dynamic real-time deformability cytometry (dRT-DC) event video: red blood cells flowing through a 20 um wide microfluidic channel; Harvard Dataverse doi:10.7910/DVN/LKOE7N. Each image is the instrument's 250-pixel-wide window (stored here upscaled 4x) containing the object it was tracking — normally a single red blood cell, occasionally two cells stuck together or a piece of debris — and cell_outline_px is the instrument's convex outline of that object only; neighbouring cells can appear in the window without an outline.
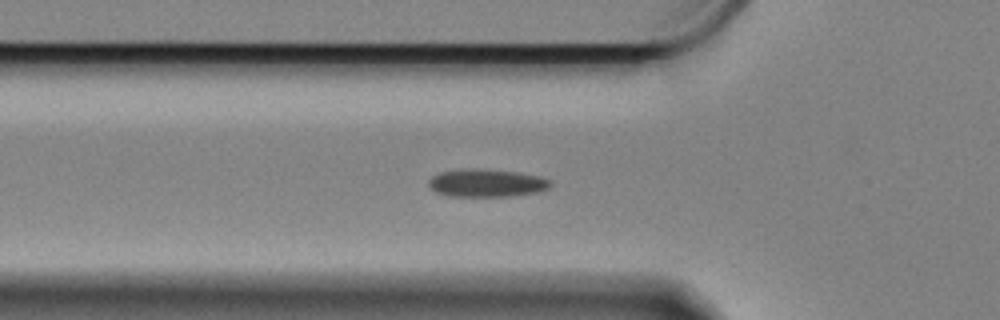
{"species": "Egyptian fruit bat (a non-hibernating species)", "species_latin": "Rousettus aegyptiacus", "temperature_condition": "cold", "stored_images_in_passage": 41, "camera_frame_rate_fps": 3000, "um_per_image_px": 0.085, "animal": {"sex": "female"}, "frame": {"image": 1, "passage_image": 5, "time_ms": 1.333, "image_size_px": [1000, 320], "cell_outline_px": [[552, 184], [548, 188], [540, 192], [512, 196], [448, 196], [436, 192], [428, 184], [428, 180], [432, 176], [440, 172], [460, 168], [480, 168], [520, 172], [540, 176], [552, 180]], "centroid_in_image_um": [41.39, 15.54], "position_along_channel_um": 84.4, "area_um2": 20.17}}
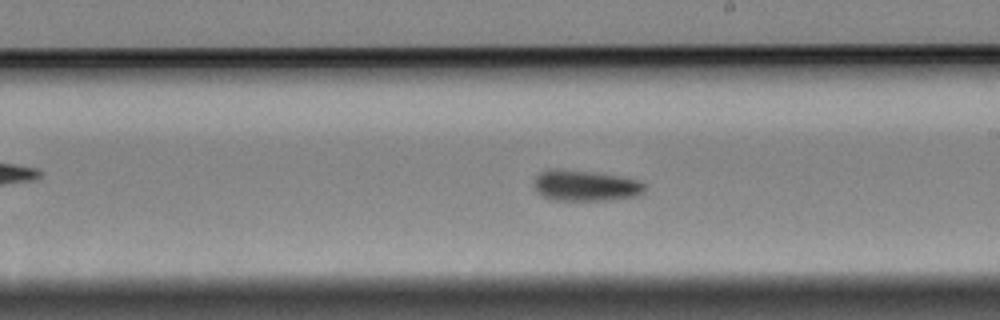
{"frame": {"image": 2, "passage_image": 19, "time_ms": 6.0, "image_size_px": [1000, 320], "cell_outline_px": [[644, 192], [640, 196], [608, 200], [552, 200], [540, 196], [536, 192], [532, 184], [532, 180], [540, 172], [588, 172], [616, 176], [640, 180], [644, 184]], "centroid_in_image_um": [49.77, 15.84], "position_along_channel_um": 239.2, "area_um2": 19.36}}
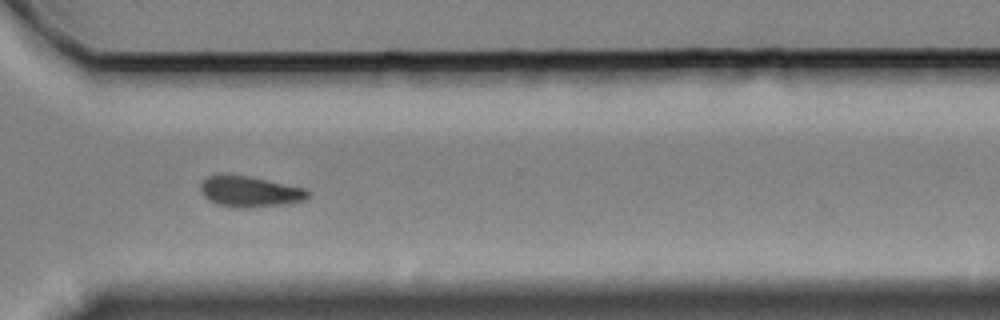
{"frame": {"image": 3, "passage_image": 29, "time_ms": 9.333, "image_size_px": [1000, 320], "cell_outline_px": [[308, 196], [304, 200], [280, 204], [244, 208], [216, 204], [208, 200], [204, 196], [200, 188], [200, 184], [208, 176], [244, 176], [304, 188], [308, 192]], "centroid_in_image_um": [21.19, 16.3], "position_along_channel_um": 349.4, "area_um2": 18.38}}